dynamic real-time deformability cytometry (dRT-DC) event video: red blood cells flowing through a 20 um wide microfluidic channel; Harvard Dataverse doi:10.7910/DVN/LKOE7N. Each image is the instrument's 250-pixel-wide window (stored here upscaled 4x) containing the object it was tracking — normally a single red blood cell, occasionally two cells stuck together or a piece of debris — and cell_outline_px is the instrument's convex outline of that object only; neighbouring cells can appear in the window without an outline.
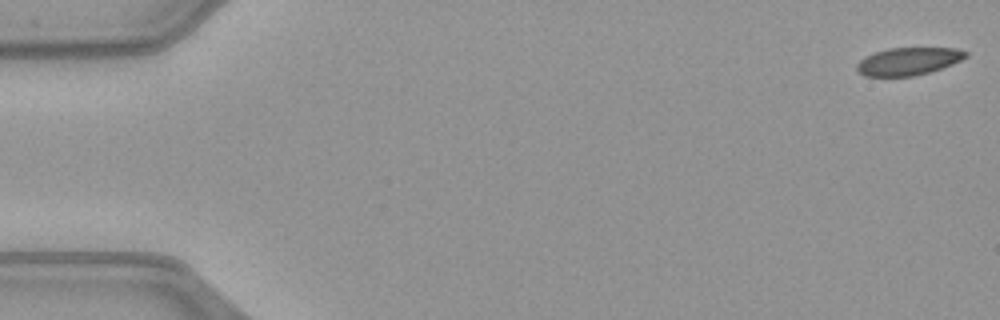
{"species": "common noctule bat (a hibernating species)", "species_latin": "Nyctalus noctula", "temperature_condition": "warm", "stored_images_in_passage": 51, "camera_frame_rate_fps": 3000, "um_per_image_px": 0.085, "animal": {"sex": "female", "body_mass_g": 21.9}, "frame": {"image": 1, "passage_image": 1, "time_ms": 0.0, "image_size_px": [1000, 320], "cell_outline_px": [[968, 56], [952, 64], [928, 72], [912, 76], [864, 76], [856, 68], [856, 64], [860, 60], [876, 52], [888, 48], [956, 48], [968, 52]], "centroid_in_image_um": [77.22, 5.2], "position_along_channel_um": 7.8, "area_um2": 17.28}}
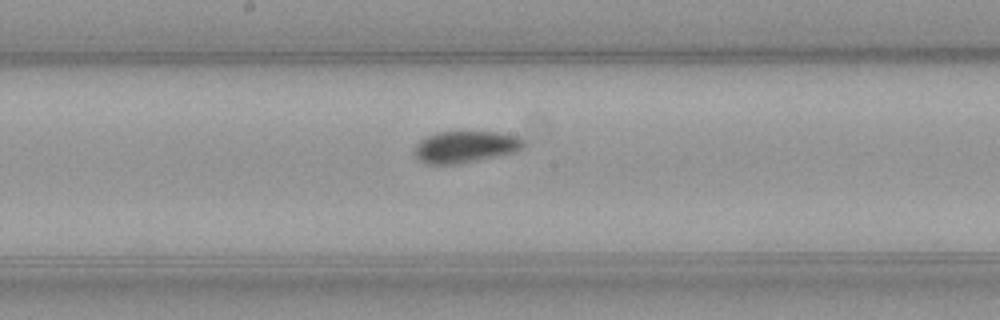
{"frame": {"image": 2, "passage_image": 27, "time_ms": 8.667, "image_size_px": [1000, 320], "cell_outline_px": [[528, 144], [524, 148], [516, 152], [460, 164], [424, 164], [412, 152], [416, 144], [420, 140], [436, 132], [496, 132], [520, 136]], "centroid_in_image_um": [39.59, 12.49], "position_along_channel_um": 208.6, "area_um2": 20.52}}
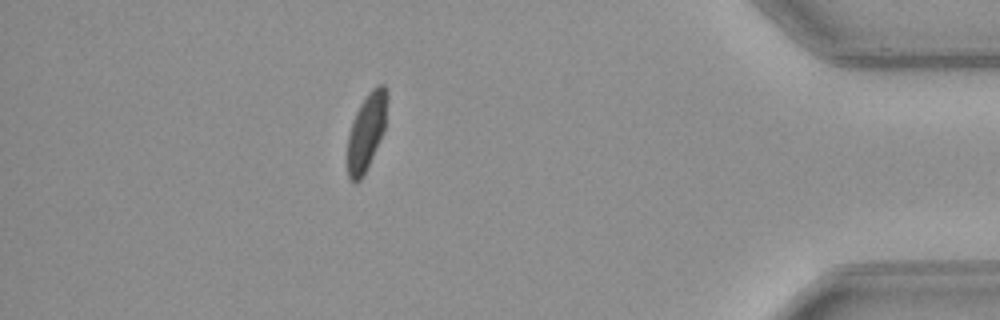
{"frame": {"image": 3, "passage_image": 45, "time_ms": 14.667, "image_size_px": [1000, 320], "cell_outline_px": [[388, 96], [384, 132], [360, 180], [356, 184], [348, 176], [348, 136], [356, 112], [360, 104], [368, 92], [376, 84], [384, 84], [388, 92]], "centroid_in_image_um": [31.17, 11.12], "position_along_channel_um": 404.0, "area_um2": 17.57}, "authors_computed_cell_mechanics": {"area_um2": 19.4786, "velocity_mm_per_s": 4.056, "shape_relaxation_time_tau1_ms": 6.7236, "shape_relaxation_time_tau2_ms": 0.3832, "deformation_change_tau1": 0.1501, "deformation_change_tau2": 0.0617}}